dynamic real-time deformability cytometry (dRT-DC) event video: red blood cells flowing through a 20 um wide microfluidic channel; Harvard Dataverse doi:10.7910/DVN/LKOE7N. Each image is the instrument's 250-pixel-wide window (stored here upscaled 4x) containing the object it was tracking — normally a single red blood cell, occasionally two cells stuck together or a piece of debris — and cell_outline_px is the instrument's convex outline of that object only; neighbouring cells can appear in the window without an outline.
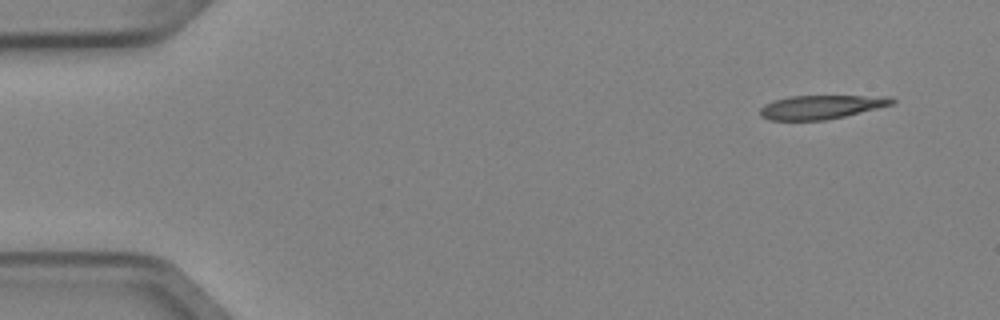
{"species": "Egyptian fruit bat (a non-hibernating species)", "species_latin": "Rousettus aegyptiacus", "temperature_condition": "cold", "stored_images_in_passage": 4, "camera_frame_rate_fps": 3000, "um_per_image_px": 0.085, "animal": {"sex": "female"}, "frame": {"image": 1, "passage_image": 1, "time_ms": 0.0, "image_size_px": [1000, 320], "cell_outline_px": [[896, 100], [892, 104], [844, 116], [824, 120], [768, 120], [760, 116], [760, 108], [764, 104], [772, 100], [788, 96], [892, 96]], "centroid_in_image_um": [69.74, 9.09], "position_along_channel_um": 15.3, "area_um2": 18.26}}
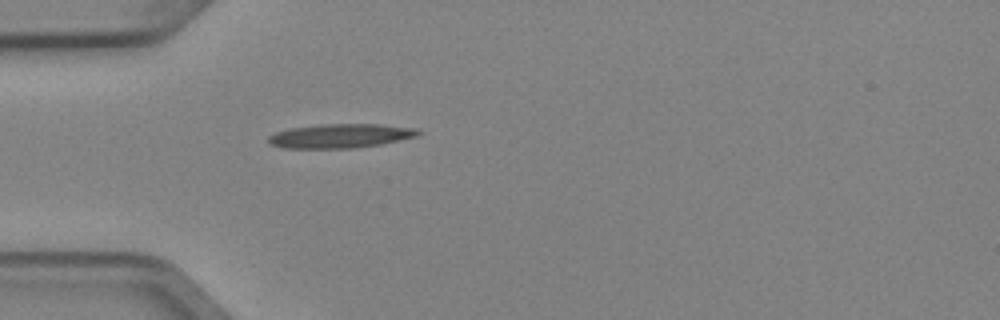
{"frame": {"image": 2, "passage_image": 4, "time_ms": 1.0, "image_size_px": [1000, 320], "cell_outline_px": [[424, 132], [416, 136], [380, 144], [352, 148], [284, 148], [268, 144], [268, 136], [276, 132], [292, 128], [324, 124], [380, 124], [416, 128]], "centroid_in_image_um": [28.93, 11.55], "position_along_channel_um": 56.1, "area_um2": 20.92}}